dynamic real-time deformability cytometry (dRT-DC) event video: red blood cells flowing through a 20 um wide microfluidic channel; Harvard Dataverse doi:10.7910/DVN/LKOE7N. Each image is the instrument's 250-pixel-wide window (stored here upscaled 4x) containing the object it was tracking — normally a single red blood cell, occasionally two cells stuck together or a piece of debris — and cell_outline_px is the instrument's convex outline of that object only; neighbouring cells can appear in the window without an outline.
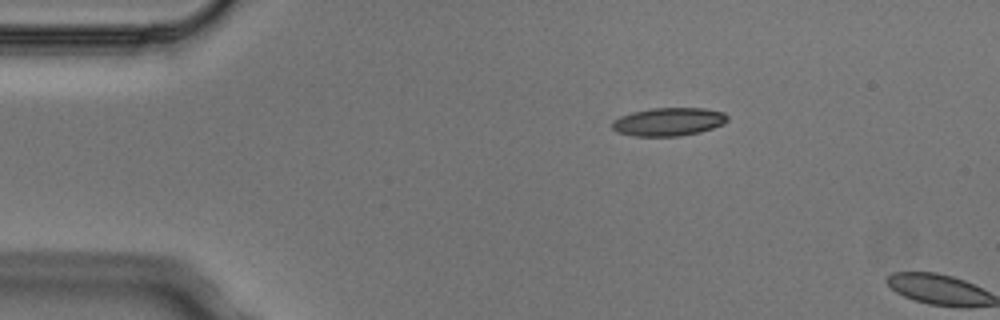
{"species": "Egyptian fruit bat (a non-hibernating species)", "species_latin": "Rousettus aegyptiacus", "temperature_condition": "cold", "stored_images_in_passage": 2, "camera_frame_rate_fps": 3000, "um_per_image_px": 0.085, "animal": {"sex": "male"}, "frame": {"image": 1, "passage_image": 1, "time_ms": 0.0, "image_size_px": [1000, 320], "cell_outline_px": [[728, 120], [724, 124], [700, 132], [680, 136], [632, 136], [616, 132], [612, 128], [612, 120], [620, 116], [632, 112], [652, 108], [704, 108], [724, 112], [728, 116]], "centroid_in_image_um": [56.82, 10.35], "position_along_channel_um": 28.2, "area_um2": 19.13}}